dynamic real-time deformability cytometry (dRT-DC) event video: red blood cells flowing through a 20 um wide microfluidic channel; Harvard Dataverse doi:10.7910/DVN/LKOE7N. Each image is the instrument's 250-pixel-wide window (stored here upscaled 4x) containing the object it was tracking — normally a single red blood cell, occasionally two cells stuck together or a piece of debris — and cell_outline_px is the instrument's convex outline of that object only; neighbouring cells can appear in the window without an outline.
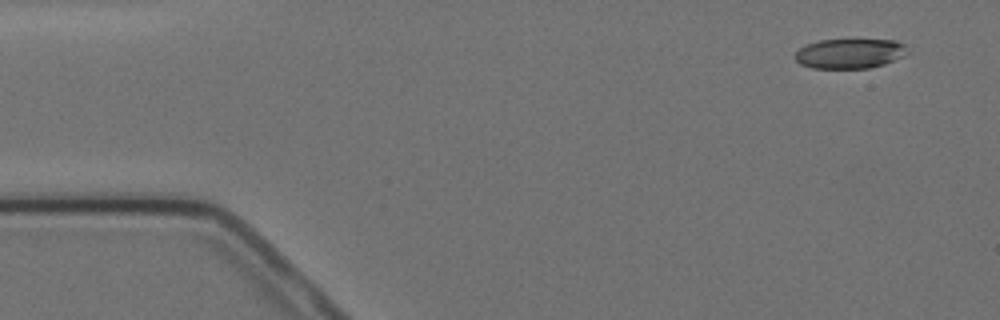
{"species": "Egyptian fruit bat (a non-hibernating species)", "species_latin": "Rousettus aegyptiacus", "temperature_condition": "cold", "stored_images_in_passage": 4, "camera_frame_rate_fps": 3000, "um_per_image_px": 0.085, "animal": {"sex": "female"}, "frame": {"image": 1, "passage_image": 1, "time_ms": 0.0, "image_size_px": [1000, 320], "cell_outline_px": [[912, 52], [904, 56], [884, 64], [868, 68], [812, 68], [800, 64], [792, 56], [800, 48], [808, 44], [820, 40], [896, 40], [904, 44]], "centroid_in_image_um": [72.26, 4.55], "position_along_channel_um": 12.7, "area_um2": 19.65}}
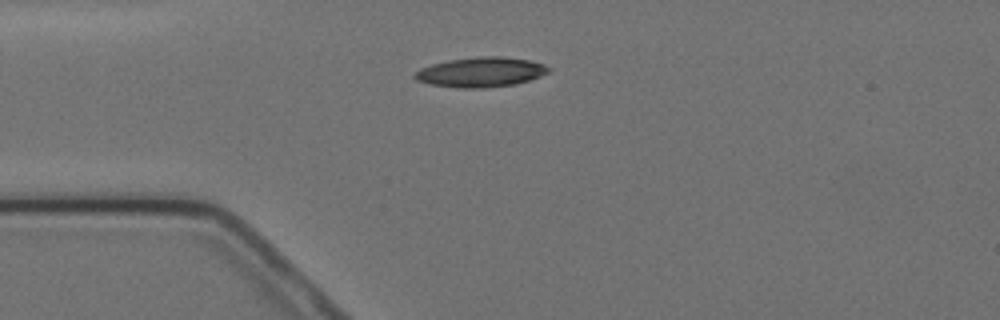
{"frame": {"image": 2, "passage_image": 4, "time_ms": 3.333, "image_size_px": [1000, 320], "cell_outline_px": [[552, 68], [548, 72], [540, 76], [516, 84], [484, 88], [456, 88], [428, 84], [416, 80], [412, 76], [420, 68], [432, 64], [448, 60], [476, 56], [504, 56], [528, 60], [544, 64]], "centroid_in_image_um": [40.85, 6.13], "position_along_channel_um": 44.2, "area_um2": 23.47}}